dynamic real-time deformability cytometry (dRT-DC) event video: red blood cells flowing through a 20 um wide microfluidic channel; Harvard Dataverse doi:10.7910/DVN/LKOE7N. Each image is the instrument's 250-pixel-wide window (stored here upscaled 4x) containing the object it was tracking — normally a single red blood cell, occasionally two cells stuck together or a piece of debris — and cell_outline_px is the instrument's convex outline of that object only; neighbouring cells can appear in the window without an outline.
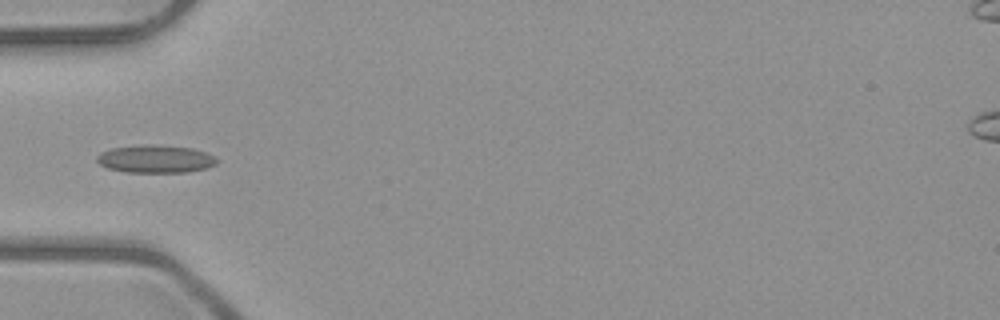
{"species": "common noctule bat (a hibernating species)", "species_latin": "Nyctalus noctula", "temperature_condition": "room temperature", "stored_images_in_passage": 2, "camera_frame_rate_fps": 3000, "um_per_image_px": 0.085, "animal": {"sex": "male", "body_mass_g": 23.1, "forearm_length_mm": 52.7}, "frame": {"image": 1, "passage_image": 2, "time_ms": 1.0, "image_size_px": [1000, 320], "cell_outline_px": [[216, 164], [204, 168], [188, 172], [124, 172], [108, 168], [100, 164], [96, 160], [96, 156], [100, 152], [112, 148], [148, 144], [152, 144], [192, 148], [204, 152], [212, 156], [216, 160]], "centroid_in_image_um": [13.16, 13.51], "position_along_channel_um": 71.8, "area_um2": 19.25}}